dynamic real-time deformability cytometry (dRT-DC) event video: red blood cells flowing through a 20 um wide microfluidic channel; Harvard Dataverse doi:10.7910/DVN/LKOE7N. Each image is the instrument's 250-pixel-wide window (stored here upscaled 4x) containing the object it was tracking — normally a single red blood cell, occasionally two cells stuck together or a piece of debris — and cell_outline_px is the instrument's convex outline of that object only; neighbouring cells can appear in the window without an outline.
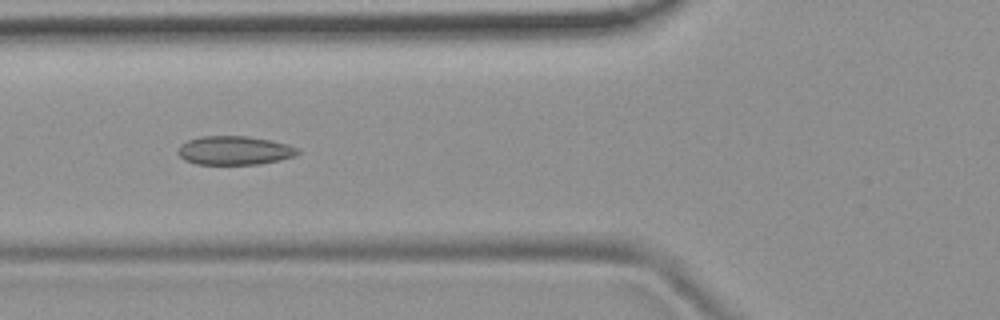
{"species": "common noctule bat (a hibernating species)", "species_latin": "Nyctalus noctula", "temperature_condition": "room temperature", "stored_images_in_passage": 45, "camera_frame_rate_fps": 3000, "um_per_image_px": 0.085, "animal": {"sex": "female", "body_mass_g": 19.9}, "frame": {"image": 1, "passage_image": 11, "time_ms": 3.333, "image_size_px": [1000, 320], "cell_outline_px": [[300, 152], [296, 156], [280, 160], [260, 164], [196, 164], [184, 160], [176, 152], [180, 144], [188, 140], [200, 136], [248, 136], [272, 140], [288, 144], [300, 148]], "centroid_in_image_um": [19.95, 12.78], "position_along_channel_um": 105.8, "area_um2": 20.4}}
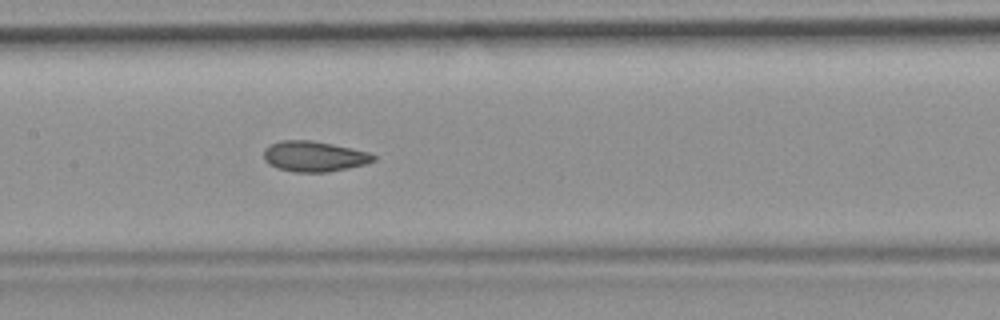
{"frame": {"image": 2, "passage_image": 17, "time_ms": 5.333, "image_size_px": [1000, 320], "cell_outline_px": [[376, 160], [364, 164], [348, 168], [328, 172], [292, 172], [276, 168], [268, 164], [264, 160], [264, 148], [280, 140], [312, 140], [352, 148], [368, 152], [376, 156]], "centroid_in_image_um": [26.67, 13.29], "position_along_channel_um": 180.7, "area_um2": 19.59}}
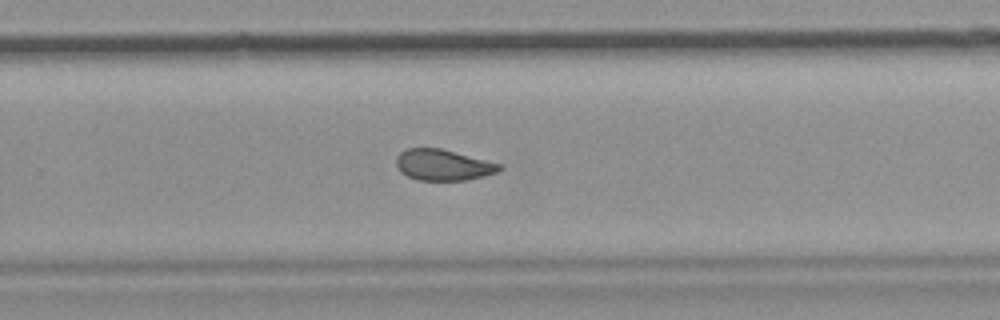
{"frame": {"image": 3, "passage_image": 26, "time_ms": 8.333, "image_size_px": [1000, 320], "cell_outline_px": [[504, 168], [496, 172], [464, 180], [420, 180], [408, 176], [400, 172], [396, 164], [396, 156], [404, 148], [440, 148], [500, 164]], "centroid_in_image_um": [37.6, 14.01], "position_along_channel_um": 292.2, "area_um2": 18.38}, "authors_computed_cell_mechanics": {"area_um2": 19.5364, "velocity_mm_per_s": 3.7321, "shape_relaxation_time_tau1_ms": null, "shape_relaxation_time_tau2_ms": 2.1057, "deformation_change_tau1": null, "deformation_change_tau2": 0.0696}}